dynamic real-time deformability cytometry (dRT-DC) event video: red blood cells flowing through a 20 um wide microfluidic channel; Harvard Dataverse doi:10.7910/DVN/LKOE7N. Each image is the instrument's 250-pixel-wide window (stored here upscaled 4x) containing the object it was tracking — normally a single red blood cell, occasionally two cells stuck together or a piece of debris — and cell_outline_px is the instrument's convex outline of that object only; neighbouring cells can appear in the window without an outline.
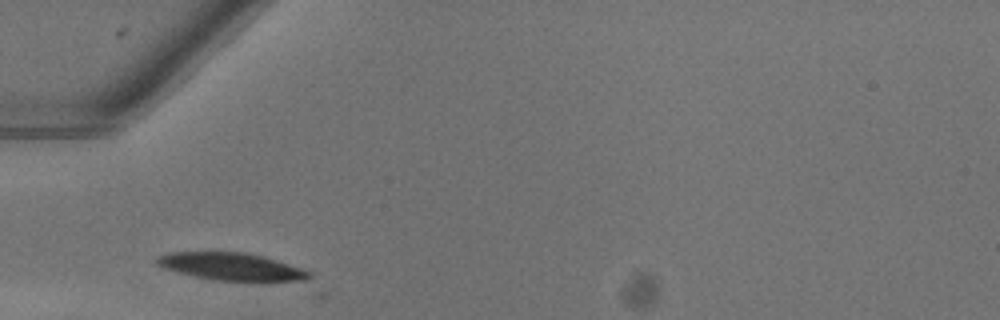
{"species": "common noctule bat (a hibernating species)", "species_latin": "Nyctalus noctula", "temperature_condition": "warm", "stored_images_in_passage": 23, "camera_frame_rate_fps": 3000, "um_per_image_px": 0.085, "animal": {"sex": "female"}, "frame": {"image": 1, "passage_image": 1, "time_ms": 0.0, "image_size_px": [1000, 320], "cell_outline_px": [[312, 276], [304, 280], [256, 284], [212, 280], [164, 268], [156, 264], [152, 260], [156, 256], [168, 252], [244, 252], [264, 256], [304, 268], [312, 272]], "centroid_in_image_um": [19.75, 22.7], "position_along_channel_um": 65.2, "area_um2": 25.61}}
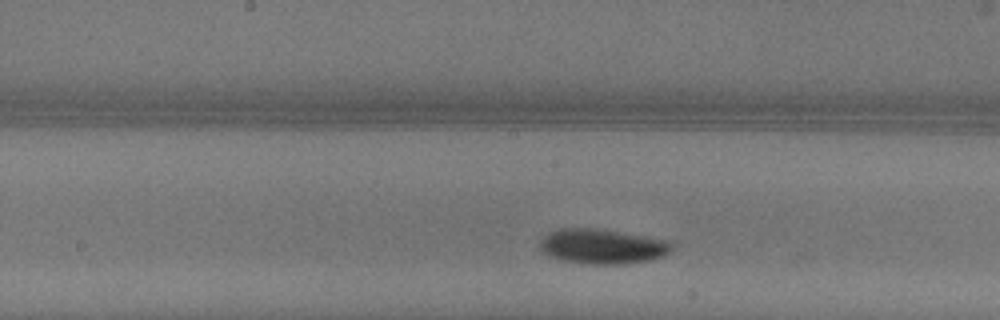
{"frame": {"image": 2, "passage_image": 11, "time_ms": 3.333, "image_size_px": [1000, 320], "cell_outline_px": [[672, 248], [664, 256], [652, 260], [624, 264], [580, 264], [560, 260], [548, 256], [540, 248], [540, 240], [548, 232], [560, 228], [600, 228], [668, 240], [672, 244]], "centroid_in_image_um": [51.18, 20.95], "position_along_channel_um": 197.0, "area_um2": 27.22}}
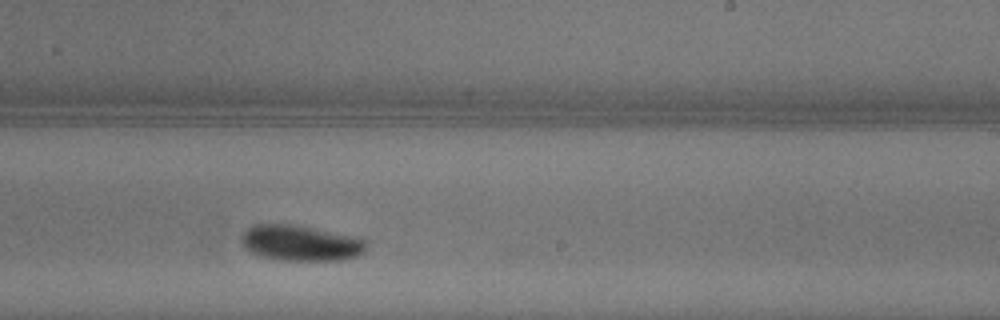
{"frame": {"image": 3, "passage_image": 16, "time_ms": 5.0, "image_size_px": [1000, 320], "cell_outline_px": [[364, 248], [356, 256], [340, 260], [284, 260], [264, 256], [252, 252], [244, 248], [240, 240], [240, 236], [248, 228], [256, 224], [296, 224], [360, 236], [364, 240]], "centroid_in_image_um": [25.54, 20.62], "position_along_channel_um": 263.5, "area_um2": 25.95}}